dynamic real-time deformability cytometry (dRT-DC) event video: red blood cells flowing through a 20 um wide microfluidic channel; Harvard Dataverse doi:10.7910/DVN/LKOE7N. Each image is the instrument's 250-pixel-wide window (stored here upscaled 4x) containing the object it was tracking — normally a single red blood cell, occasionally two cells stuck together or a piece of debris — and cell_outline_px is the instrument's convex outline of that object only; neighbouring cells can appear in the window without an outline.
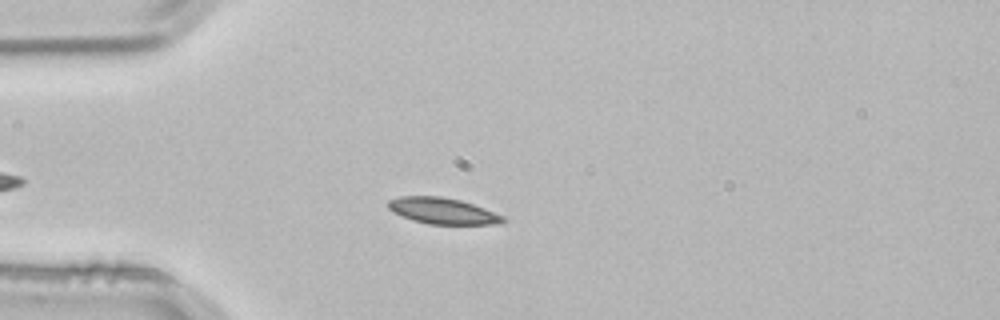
{"species": "common noctule bat (a hibernating species)", "species_latin": "Nyctalus noctula", "temperature_condition": "room temperature", "stored_images_in_passage": 2, "camera_frame_rate_fps": 3000, "um_per_image_px": 0.085, "animal": {"sex": "male", "body_mass_g": 21.5, "forearm_length_mm": 52.0}, "frame": {"image": 1, "passage_image": 2, "time_ms": 0.333, "image_size_px": [1000, 320], "cell_outline_px": [[508, 220], [500, 224], [428, 224], [412, 220], [392, 212], [388, 208], [388, 200], [400, 196], [440, 196], [460, 200], [484, 208], [504, 216]], "centroid_in_image_um": [37.63, 17.93], "position_along_channel_um": 47.4, "area_um2": 17.57}}